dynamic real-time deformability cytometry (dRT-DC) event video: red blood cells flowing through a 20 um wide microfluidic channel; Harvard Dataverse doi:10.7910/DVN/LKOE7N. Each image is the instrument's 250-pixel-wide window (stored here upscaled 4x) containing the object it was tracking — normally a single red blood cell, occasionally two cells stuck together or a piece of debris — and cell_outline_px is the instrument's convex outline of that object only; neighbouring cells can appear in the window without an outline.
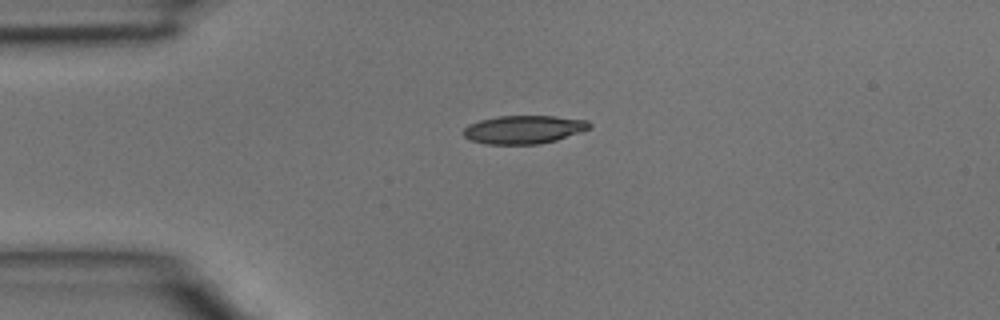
{"species": "common noctule bat (a hibernating species)", "species_latin": "Nyctalus noctula", "temperature_condition": "room temperature", "stored_images_in_passage": 35, "camera_frame_rate_fps": 3000, "um_per_image_px": 0.085, "animal": {"sex": "male", "body_mass_g": 15.6}, "frame": {"image": 1, "passage_image": 1, "time_ms": 0.0, "image_size_px": [1000, 320], "cell_outline_px": [[592, 124], [588, 128], [580, 132], [556, 140], [540, 144], [484, 144], [468, 140], [464, 136], [464, 128], [468, 124], [480, 120], [496, 116], [552, 116], [588, 120]], "centroid_in_image_um": [44.48, 11.01], "position_along_channel_um": 40.5, "area_um2": 20.81}}
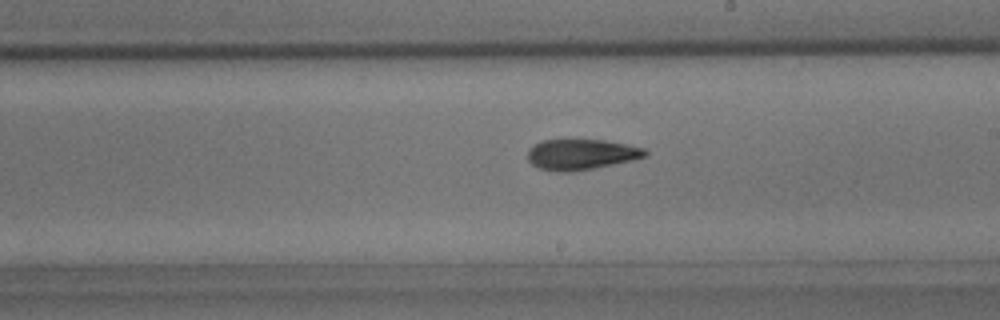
{"frame": {"image": 2, "passage_image": 16, "time_ms": 5.0, "image_size_px": [1000, 320], "cell_outline_px": [[648, 156], [632, 160], [572, 172], [560, 172], [540, 168], [532, 164], [528, 160], [528, 148], [532, 144], [540, 140], [604, 140], [644, 148], [648, 152]], "centroid_in_image_um": [49.37, 13.12], "position_along_channel_um": 239.6, "area_um2": 20.87}}
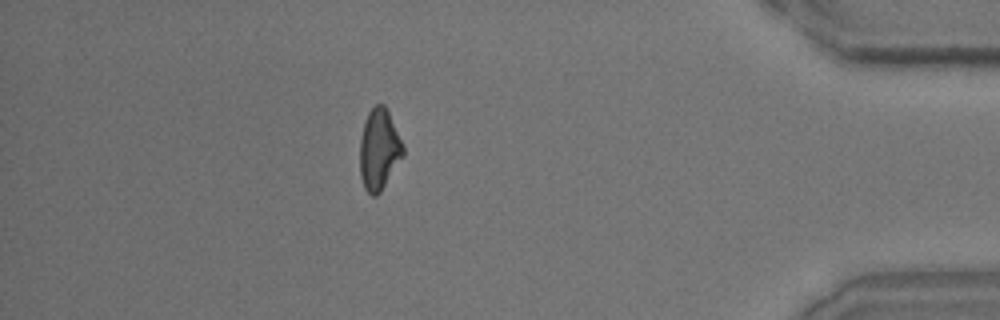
{"frame": {"image": 3, "passage_image": 30, "time_ms": 9.667, "image_size_px": [1000, 320], "cell_outline_px": [[404, 156], [380, 192], [376, 196], [372, 196], [364, 188], [360, 176], [360, 140], [364, 120], [368, 112], [376, 104], [384, 104], [404, 144]], "centroid_in_image_um": [32.22, 12.71], "position_along_channel_um": 403.0, "area_um2": 20.52}}